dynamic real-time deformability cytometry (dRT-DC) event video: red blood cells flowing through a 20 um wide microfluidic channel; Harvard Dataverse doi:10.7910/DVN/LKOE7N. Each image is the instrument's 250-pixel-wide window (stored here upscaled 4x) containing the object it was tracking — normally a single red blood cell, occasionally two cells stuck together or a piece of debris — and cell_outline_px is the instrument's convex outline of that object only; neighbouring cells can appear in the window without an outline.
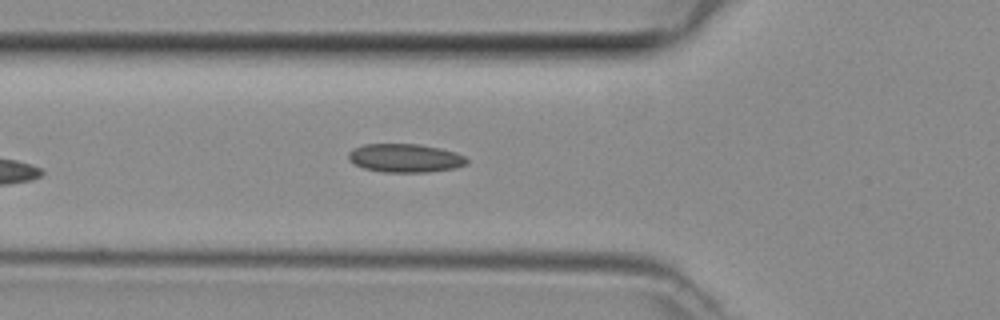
{"species": "common noctule bat (a hibernating species)", "species_latin": "Nyctalus noctula", "temperature_condition": "room temperature", "stored_images_in_passage": 32, "camera_frame_rate_fps": 3000, "um_per_image_px": 0.085, "animal": {"sex": "female", "body_mass_g": 29.2, "forearm_length_mm": 56.3}, "frame": {"image": 1, "passage_image": 6, "time_ms": 1.667, "image_size_px": [1000, 320], "cell_outline_px": [[468, 164], [456, 168], [428, 172], [384, 172], [364, 168], [348, 160], [348, 152], [352, 148], [364, 144], [420, 144], [440, 148], [456, 152], [464, 156], [468, 160]], "centroid_in_image_um": [34.45, 13.43], "position_along_channel_um": 91.4, "area_um2": 19.83}}
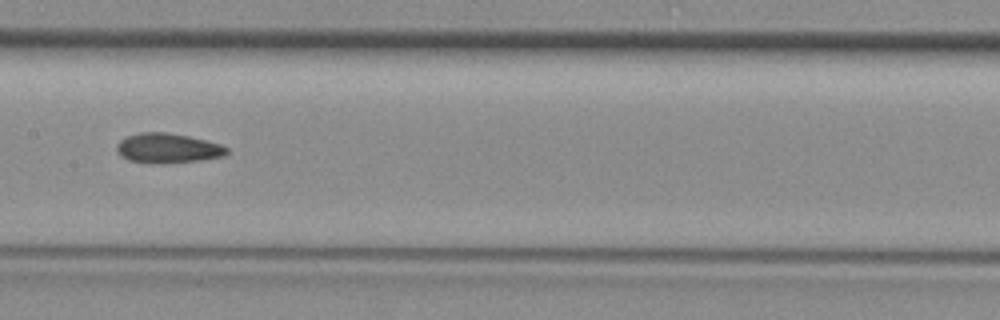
{"frame": {"image": 2, "passage_image": 13, "time_ms": 4.0, "image_size_px": [1000, 320], "cell_outline_px": [[228, 152], [224, 156], [168, 164], [152, 164], [128, 160], [120, 156], [116, 148], [116, 144], [120, 140], [128, 136], [140, 132], [164, 132], [188, 136], [220, 144], [228, 148]], "centroid_in_image_um": [14.21, 12.61], "position_along_channel_um": 193.2, "area_um2": 19.13}}
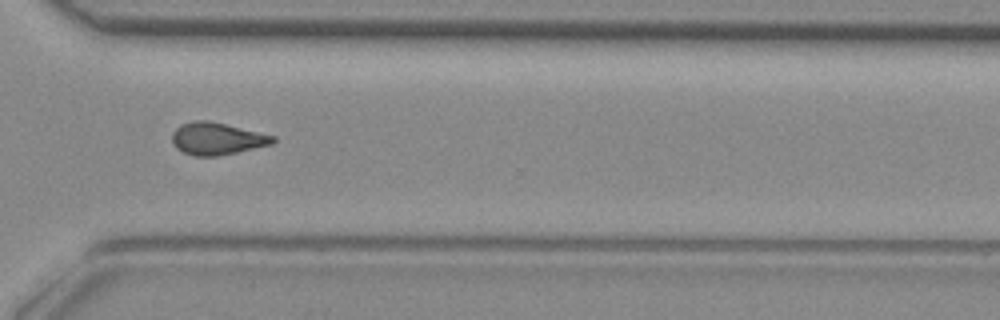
{"frame": {"image": 3, "passage_image": 24, "time_ms": 7.667, "image_size_px": [1000, 320], "cell_outline_px": [[276, 140], [272, 144], [236, 152], [216, 156], [196, 156], [184, 152], [176, 148], [172, 144], [172, 132], [180, 124], [196, 120], [208, 120], [276, 136]], "centroid_in_image_um": [18.42, 11.78], "position_along_channel_um": 352.2, "area_um2": 18.84}}